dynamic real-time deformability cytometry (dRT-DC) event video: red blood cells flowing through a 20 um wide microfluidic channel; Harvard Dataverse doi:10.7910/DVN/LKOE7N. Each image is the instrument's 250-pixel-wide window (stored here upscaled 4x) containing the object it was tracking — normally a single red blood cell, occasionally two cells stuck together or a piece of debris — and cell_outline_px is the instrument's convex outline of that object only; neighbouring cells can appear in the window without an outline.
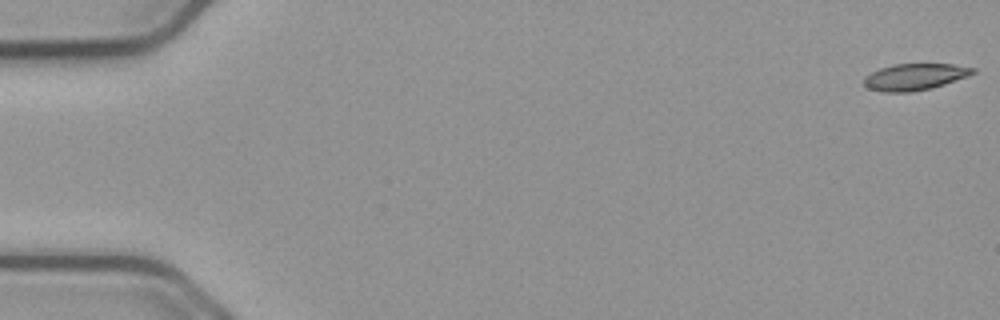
{"species": "common noctule bat (a hibernating species)", "species_latin": "Nyctalus noctula", "temperature_condition": "cold", "stored_images_in_passage": 13, "camera_frame_rate_fps": 3000, "um_per_image_px": 0.085, "animal": {"sex": "male", "body_mass_g": 23.1, "forearm_length_mm": 52.7}, "frame": {"image": 1, "passage_image": 1, "time_ms": 0.0, "image_size_px": [1000, 320], "cell_outline_px": [[976, 72], [968, 76], [932, 88], [912, 92], [884, 92], [868, 88], [864, 84], [864, 76], [880, 68], [896, 64], [952, 64], [976, 68]], "centroid_in_image_um": [77.77, 6.53], "position_along_channel_um": 7.2, "area_um2": 16.82}}